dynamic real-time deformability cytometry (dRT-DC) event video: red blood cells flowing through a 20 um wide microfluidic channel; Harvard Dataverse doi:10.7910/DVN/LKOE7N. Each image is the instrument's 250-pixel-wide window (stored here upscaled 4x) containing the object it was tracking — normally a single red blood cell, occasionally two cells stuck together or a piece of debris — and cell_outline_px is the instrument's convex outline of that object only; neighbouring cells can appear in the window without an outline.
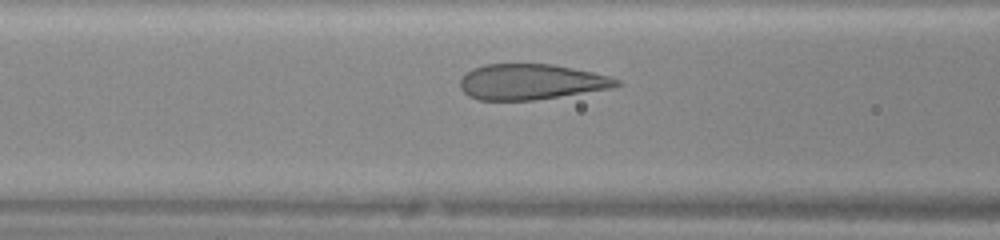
{"species": "human", "species_latin": "Homo sapiens", "temperature_condition": "warm", "stored_images_in_passage": 8, "camera_frame_rate_fps": 3000, "um_per_image_px": 0.085, "donor": {"sex": "female"}, "frame": {"image": 1, "passage_image": 6, "time_ms": 1.667, "image_size_px": [1000, 240], "cell_outline_px": [[624, 84], [612, 88], [532, 100], [476, 100], [468, 96], [460, 88], [460, 80], [472, 68], [484, 64], [552, 64], [592, 72], [608, 76], [620, 80]], "centroid_in_image_um": [45.12, 6.95], "position_along_channel_um": 121.5, "area_um2": 32.31}}